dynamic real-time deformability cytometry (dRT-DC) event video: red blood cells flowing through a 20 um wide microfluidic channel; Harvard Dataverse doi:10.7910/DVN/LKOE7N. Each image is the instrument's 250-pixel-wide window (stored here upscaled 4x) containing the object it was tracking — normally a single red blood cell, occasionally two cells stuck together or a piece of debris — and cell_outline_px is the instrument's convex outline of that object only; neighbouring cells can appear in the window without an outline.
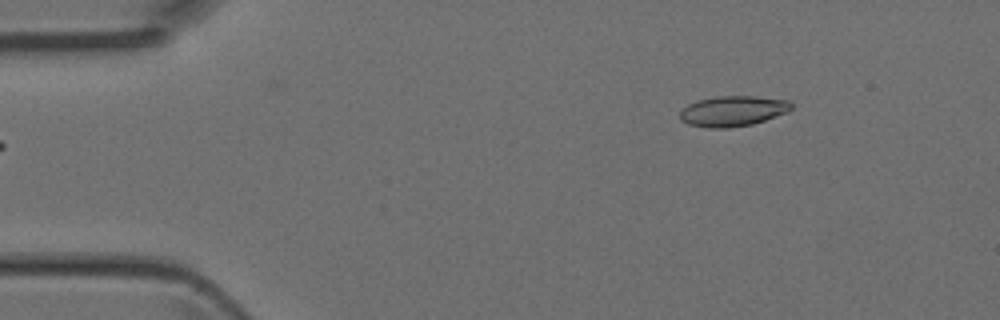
{"species": "Egyptian fruit bat (a non-hibernating species)", "species_latin": "Rousettus aegyptiacus", "temperature_condition": "room temperature", "stored_images_in_passage": 3, "camera_frame_rate_fps": 3000, "um_per_image_px": 0.085, "animal": {"sex": "female"}, "frame": {"image": 1, "passage_image": 1, "time_ms": 0.0, "image_size_px": [1000, 320], "cell_outline_px": [[792, 108], [788, 112], [752, 124], [728, 128], [708, 128], [688, 124], [680, 120], [680, 112], [688, 104], [696, 100], [716, 96], [756, 96], [788, 100], [792, 104]], "centroid_in_image_um": [62.28, 9.43], "position_along_channel_um": 22.7, "area_um2": 19.83}}
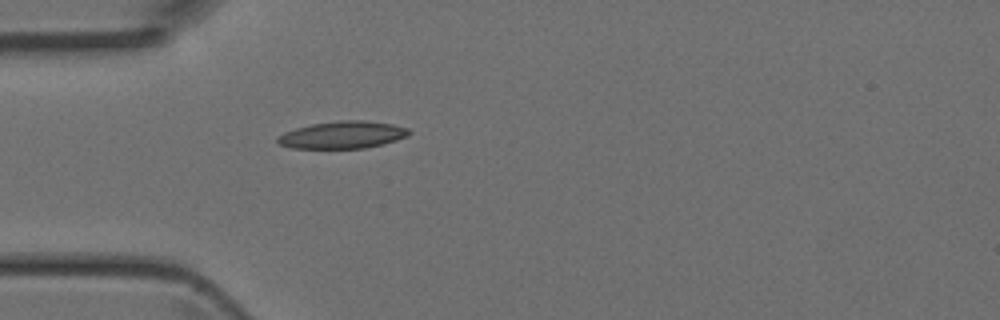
{"frame": {"image": 2, "passage_image": 3, "time_ms": 0.667, "image_size_px": [1000, 320], "cell_outline_px": [[412, 132], [408, 136], [396, 140], [364, 148], [292, 148], [280, 144], [276, 140], [276, 136], [284, 132], [296, 128], [312, 124], [340, 120], [364, 120], [392, 124], [408, 128]], "centroid_in_image_um": [29.11, 11.46], "position_along_channel_um": 55.9, "area_um2": 20.81}}